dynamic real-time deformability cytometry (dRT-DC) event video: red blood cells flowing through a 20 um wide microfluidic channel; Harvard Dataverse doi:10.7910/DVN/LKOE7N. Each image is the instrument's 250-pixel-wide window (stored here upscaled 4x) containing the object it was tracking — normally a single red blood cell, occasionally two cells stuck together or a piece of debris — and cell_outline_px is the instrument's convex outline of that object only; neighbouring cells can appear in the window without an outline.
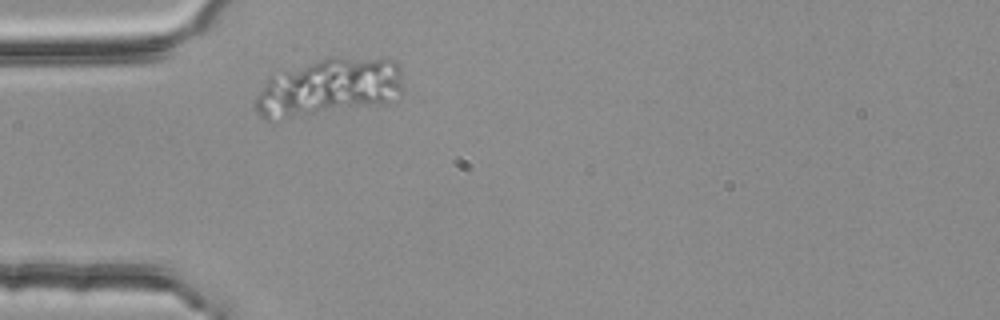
{"species": "common noctule bat (a hibernating species)", "species_latin": "Nyctalus noctula", "temperature_condition": "room temperature", "stored_images_in_passage": 1, "camera_frame_rate_fps": 3000, "um_per_image_px": 0.085, "animal": {"sex": "female", "body_mass_g": 25.1}, "frame": {"image": 1, "passage_image": 1, "time_ms": 0.0, "image_size_px": [1000, 320], "cell_outline_px": [[404, 92], [400, 100], [388, 104], [268, 120], [264, 120], [256, 112], [256, 96], [268, 76], [328, 56], [336, 56], [396, 60], [400, 64]], "centroid_in_image_um": [28.06, 7.4], "position_along_channel_um": 56.9, "area_um2": 50.4}}